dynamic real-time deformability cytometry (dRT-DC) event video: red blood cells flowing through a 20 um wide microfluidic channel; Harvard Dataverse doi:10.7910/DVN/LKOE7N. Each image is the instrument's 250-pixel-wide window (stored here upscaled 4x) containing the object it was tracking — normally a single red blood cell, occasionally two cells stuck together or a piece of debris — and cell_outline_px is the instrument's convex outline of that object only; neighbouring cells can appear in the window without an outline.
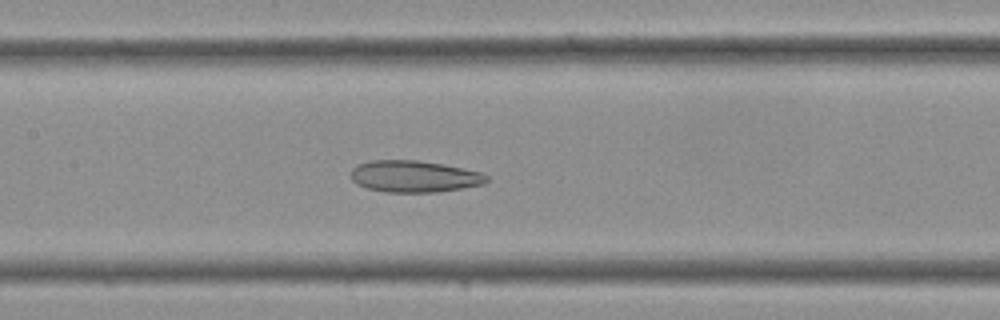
{"species": "Egyptian fruit bat (a non-hibernating species)", "species_latin": "Rousettus aegyptiacus", "temperature_condition": "cold", "stored_images_in_passage": 35, "camera_frame_rate_fps": 3000, "um_per_image_px": 0.085, "frame": {"image": 1, "passage_image": 16, "time_ms": 5.0, "image_size_px": [1000, 320], "cell_outline_px": [[488, 180], [484, 184], [436, 192], [388, 192], [368, 188], [356, 184], [352, 180], [352, 168], [360, 164], [372, 160], [416, 160], [444, 164], [480, 172], [488, 176]], "centroid_in_image_um": [35.21, 14.99], "position_along_channel_um": 172.2, "area_um2": 24.85}}
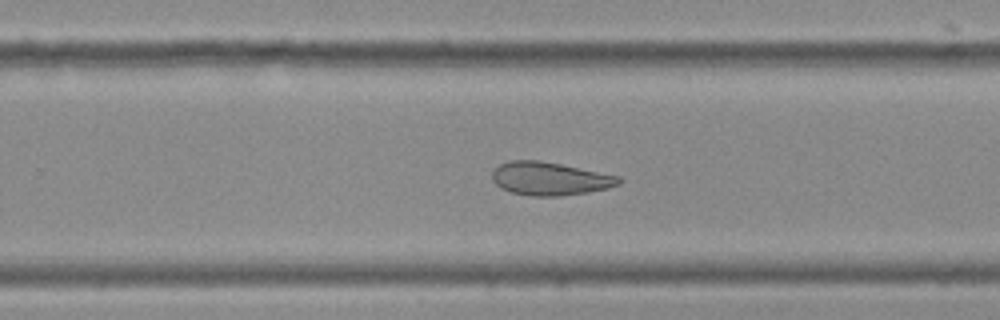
{"frame": {"image": 2, "passage_image": 22, "time_ms": 7.0, "image_size_px": [1000, 320], "cell_outline_px": [[624, 180], [620, 184], [608, 188], [588, 192], [560, 196], [532, 196], [512, 192], [500, 188], [492, 180], [492, 172], [500, 164], [512, 160], [540, 160], [620, 176]], "centroid_in_image_um": [46.75, 15.19], "position_along_channel_um": 283.0, "area_um2": 24.51}}
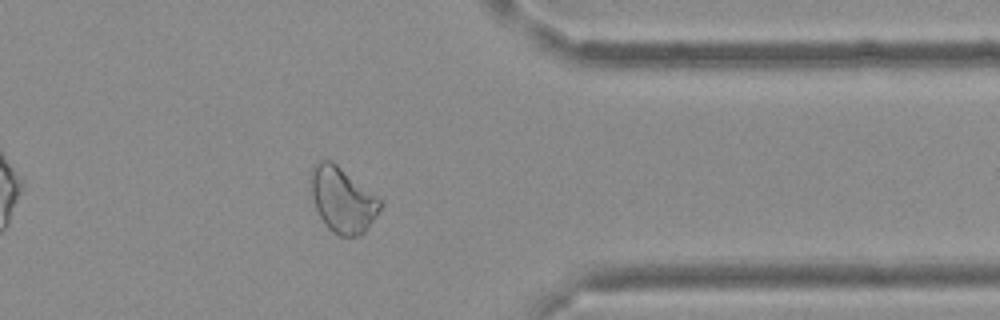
{"frame": {"image": 3, "passage_image": 28, "time_ms": 9.0, "image_size_px": [1000, 320], "cell_outline_px": [[384, 204], [376, 216], [364, 232], [360, 236], [340, 236], [332, 232], [324, 224], [308, 196], [308, 180], [312, 168], [320, 160], [332, 160], [384, 200]], "centroid_in_image_um": [29.08, 16.96], "position_along_channel_um": 382.3, "area_um2": 27.4}}